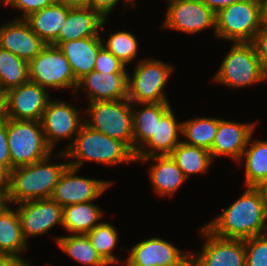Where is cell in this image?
<instances>
[{
    "instance_id": "cell-1",
    "label": "cell",
    "mask_w": 267,
    "mask_h": 266,
    "mask_svg": "<svg viewBox=\"0 0 267 266\" xmlns=\"http://www.w3.org/2000/svg\"><path fill=\"white\" fill-rule=\"evenodd\" d=\"M204 226L226 239L245 240L263 235L267 233V206L256 187L246 186L236 201Z\"/></svg>"
},
{
    "instance_id": "cell-2",
    "label": "cell",
    "mask_w": 267,
    "mask_h": 266,
    "mask_svg": "<svg viewBox=\"0 0 267 266\" xmlns=\"http://www.w3.org/2000/svg\"><path fill=\"white\" fill-rule=\"evenodd\" d=\"M57 156L71 159L68 165L79 170L86 161L111 167L136 162L135 153L124 142L98 132L85 123L73 144L66 151H59Z\"/></svg>"
},
{
    "instance_id": "cell-3",
    "label": "cell",
    "mask_w": 267,
    "mask_h": 266,
    "mask_svg": "<svg viewBox=\"0 0 267 266\" xmlns=\"http://www.w3.org/2000/svg\"><path fill=\"white\" fill-rule=\"evenodd\" d=\"M52 155L53 153L43 160L10 171L8 187L10 205L51 197L59 177L68 166V162L50 164Z\"/></svg>"
},
{
    "instance_id": "cell-4",
    "label": "cell",
    "mask_w": 267,
    "mask_h": 266,
    "mask_svg": "<svg viewBox=\"0 0 267 266\" xmlns=\"http://www.w3.org/2000/svg\"><path fill=\"white\" fill-rule=\"evenodd\" d=\"M215 37L230 42H252L263 24L262 0H241L215 15Z\"/></svg>"
},
{
    "instance_id": "cell-5",
    "label": "cell",
    "mask_w": 267,
    "mask_h": 266,
    "mask_svg": "<svg viewBox=\"0 0 267 266\" xmlns=\"http://www.w3.org/2000/svg\"><path fill=\"white\" fill-rule=\"evenodd\" d=\"M85 109L86 125L124 142L133 151L132 103L128 99L89 102Z\"/></svg>"
},
{
    "instance_id": "cell-6",
    "label": "cell",
    "mask_w": 267,
    "mask_h": 266,
    "mask_svg": "<svg viewBox=\"0 0 267 266\" xmlns=\"http://www.w3.org/2000/svg\"><path fill=\"white\" fill-rule=\"evenodd\" d=\"M213 78L233 89L267 81L252 42H233Z\"/></svg>"
},
{
    "instance_id": "cell-7",
    "label": "cell",
    "mask_w": 267,
    "mask_h": 266,
    "mask_svg": "<svg viewBox=\"0 0 267 266\" xmlns=\"http://www.w3.org/2000/svg\"><path fill=\"white\" fill-rule=\"evenodd\" d=\"M7 141L14 168L47 158L54 151L47 145L40 121L7 120Z\"/></svg>"
},
{
    "instance_id": "cell-8",
    "label": "cell",
    "mask_w": 267,
    "mask_h": 266,
    "mask_svg": "<svg viewBox=\"0 0 267 266\" xmlns=\"http://www.w3.org/2000/svg\"><path fill=\"white\" fill-rule=\"evenodd\" d=\"M133 69V76L128 75L127 99L131 103L169 102L164 87L173 73L174 66L152 57L139 60Z\"/></svg>"
},
{
    "instance_id": "cell-9",
    "label": "cell",
    "mask_w": 267,
    "mask_h": 266,
    "mask_svg": "<svg viewBox=\"0 0 267 266\" xmlns=\"http://www.w3.org/2000/svg\"><path fill=\"white\" fill-rule=\"evenodd\" d=\"M29 80L48 90V88H70L75 94L78 81L70 64L61 50L47 44L43 50L28 62Z\"/></svg>"
},
{
    "instance_id": "cell-10",
    "label": "cell",
    "mask_w": 267,
    "mask_h": 266,
    "mask_svg": "<svg viewBox=\"0 0 267 266\" xmlns=\"http://www.w3.org/2000/svg\"><path fill=\"white\" fill-rule=\"evenodd\" d=\"M82 115L77 107L66 101L52 98L49 100L40 122L47 145L53 151L61 139L71 140L65 149H61L62 151H66L73 144L84 123Z\"/></svg>"
},
{
    "instance_id": "cell-11",
    "label": "cell",
    "mask_w": 267,
    "mask_h": 266,
    "mask_svg": "<svg viewBox=\"0 0 267 266\" xmlns=\"http://www.w3.org/2000/svg\"><path fill=\"white\" fill-rule=\"evenodd\" d=\"M163 28L185 34H199L212 28L215 36V13L201 0H169Z\"/></svg>"
},
{
    "instance_id": "cell-12",
    "label": "cell",
    "mask_w": 267,
    "mask_h": 266,
    "mask_svg": "<svg viewBox=\"0 0 267 266\" xmlns=\"http://www.w3.org/2000/svg\"><path fill=\"white\" fill-rule=\"evenodd\" d=\"M205 242L200 252H191L194 266H245V241L214 235L204 225L200 230Z\"/></svg>"
},
{
    "instance_id": "cell-13",
    "label": "cell",
    "mask_w": 267,
    "mask_h": 266,
    "mask_svg": "<svg viewBox=\"0 0 267 266\" xmlns=\"http://www.w3.org/2000/svg\"><path fill=\"white\" fill-rule=\"evenodd\" d=\"M79 169L67 166L55 185L51 199L62 208L77 203L91 202L100 198L113 185L111 181L80 177Z\"/></svg>"
},
{
    "instance_id": "cell-14",
    "label": "cell",
    "mask_w": 267,
    "mask_h": 266,
    "mask_svg": "<svg viewBox=\"0 0 267 266\" xmlns=\"http://www.w3.org/2000/svg\"><path fill=\"white\" fill-rule=\"evenodd\" d=\"M124 266H186L191 261L190 252H182L171 242L151 237L131 247Z\"/></svg>"
},
{
    "instance_id": "cell-15",
    "label": "cell",
    "mask_w": 267,
    "mask_h": 266,
    "mask_svg": "<svg viewBox=\"0 0 267 266\" xmlns=\"http://www.w3.org/2000/svg\"><path fill=\"white\" fill-rule=\"evenodd\" d=\"M21 229L25 240L48 233L50 229L63 226V208L53 199H36L17 203Z\"/></svg>"
},
{
    "instance_id": "cell-16",
    "label": "cell",
    "mask_w": 267,
    "mask_h": 266,
    "mask_svg": "<svg viewBox=\"0 0 267 266\" xmlns=\"http://www.w3.org/2000/svg\"><path fill=\"white\" fill-rule=\"evenodd\" d=\"M48 90L27 82L7 91L8 118L40 121L50 100Z\"/></svg>"
},
{
    "instance_id": "cell-17",
    "label": "cell",
    "mask_w": 267,
    "mask_h": 266,
    "mask_svg": "<svg viewBox=\"0 0 267 266\" xmlns=\"http://www.w3.org/2000/svg\"><path fill=\"white\" fill-rule=\"evenodd\" d=\"M47 44L34 33L25 19L18 17L0 25V47L19 58L33 60Z\"/></svg>"
},
{
    "instance_id": "cell-18",
    "label": "cell",
    "mask_w": 267,
    "mask_h": 266,
    "mask_svg": "<svg viewBox=\"0 0 267 266\" xmlns=\"http://www.w3.org/2000/svg\"><path fill=\"white\" fill-rule=\"evenodd\" d=\"M255 123L227 121L218 118L216 136L210 150L211 157L225 156L240 163L250 137L254 134Z\"/></svg>"
},
{
    "instance_id": "cell-19",
    "label": "cell",
    "mask_w": 267,
    "mask_h": 266,
    "mask_svg": "<svg viewBox=\"0 0 267 266\" xmlns=\"http://www.w3.org/2000/svg\"><path fill=\"white\" fill-rule=\"evenodd\" d=\"M128 73H102L93 70L78 81L75 91L87 94L88 102L127 99Z\"/></svg>"
},
{
    "instance_id": "cell-20",
    "label": "cell",
    "mask_w": 267,
    "mask_h": 266,
    "mask_svg": "<svg viewBox=\"0 0 267 266\" xmlns=\"http://www.w3.org/2000/svg\"><path fill=\"white\" fill-rule=\"evenodd\" d=\"M153 162L149 168V180L159 196L172 197L188 180L170 155H155L136 159V162Z\"/></svg>"
},
{
    "instance_id": "cell-21",
    "label": "cell",
    "mask_w": 267,
    "mask_h": 266,
    "mask_svg": "<svg viewBox=\"0 0 267 266\" xmlns=\"http://www.w3.org/2000/svg\"><path fill=\"white\" fill-rule=\"evenodd\" d=\"M103 46L100 35L82 39L64 41L57 47L68 60L71 70L79 81L86 74L94 70L99 49Z\"/></svg>"
},
{
    "instance_id": "cell-22",
    "label": "cell",
    "mask_w": 267,
    "mask_h": 266,
    "mask_svg": "<svg viewBox=\"0 0 267 266\" xmlns=\"http://www.w3.org/2000/svg\"><path fill=\"white\" fill-rule=\"evenodd\" d=\"M182 122L178 123L172 107L157 121L156 132L150 140L135 154L136 159L155 155H169L182 141Z\"/></svg>"
},
{
    "instance_id": "cell-23",
    "label": "cell",
    "mask_w": 267,
    "mask_h": 266,
    "mask_svg": "<svg viewBox=\"0 0 267 266\" xmlns=\"http://www.w3.org/2000/svg\"><path fill=\"white\" fill-rule=\"evenodd\" d=\"M98 12L89 7L70 8L67 18L60 28L57 37V46L64 41L94 37L100 35L98 29H102L106 24Z\"/></svg>"
},
{
    "instance_id": "cell-24",
    "label": "cell",
    "mask_w": 267,
    "mask_h": 266,
    "mask_svg": "<svg viewBox=\"0 0 267 266\" xmlns=\"http://www.w3.org/2000/svg\"><path fill=\"white\" fill-rule=\"evenodd\" d=\"M170 108L171 105L169 102L146 104L132 103L133 152L135 154L150 140L156 132L157 121H159Z\"/></svg>"
},
{
    "instance_id": "cell-25",
    "label": "cell",
    "mask_w": 267,
    "mask_h": 266,
    "mask_svg": "<svg viewBox=\"0 0 267 266\" xmlns=\"http://www.w3.org/2000/svg\"><path fill=\"white\" fill-rule=\"evenodd\" d=\"M70 8L54 3L42 10L31 13L25 20L32 31L46 44L57 46V37Z\"/></svg>"
},
{
    "instance_id": "cell-26",
    "label": "cell",
    "mask_w": 267,
    "mask_h": 266,
    "mask_svg": "<svg viewBox=\"0 0 267 266\" xmlns=\"http://www.w3.org/2000/svg\"><path fill=\"white\" fill-rule=\"evenodd\" d=\"M27 243L17 210L11 209L9 205L0 213V253L13 255L23 263H28V260L22 258L23 251L28 248Z\"/></svg>"
},
{
    "instance_id": "cell-27",
    "label": "cell",
    "mask_w": 267,
    "mask_h": 266,
    "mask_svg": "<svg viewBox=\"0 0 267 266\" xmlns=\"http://www.w3.org/2000/svg\"><path fill=\"white\" fill-rule=\"evenodd\" d=\"M103 210L91 202L71 204L63 207V229L69 234H88L101 223Z\"/></svg>"
},
{
    "instance_id": "cell-28",
    "label": "cell",
    "mask_w": 267,
    "mask_h": 266,
    "mask_svg": "<svg viewBox=\"0 0 267 266\" xmlns=\"http://www.w3.org/2000/svg\"><path fill=\"white\" fill-rule=\"evenodd\" d=\"M169 155L187 179L193 174L207 172L213 163L209 150L185 144L183 141Z\"/></svg>"
},
{
    "instance_id": "cell-29",
    "label": "cell",
    "mask_w": 267,
    "mask_h": 266,
    "mask_svg": "<svg viewBox=\"0 0 267 266\" xmlns=\"http://www.w3.org/2000/svg\"><path fill=\"white\" fill-rule=\"evenodd\" d=\"M55 241L69 257L85 266H108L92 246L87 234L58 236Z\"/></svg>"
},
{
    "instance_id": "cell-30",
    "label": "cell",
    "mask_w": 267,
    "mask_h": 266,
    "mask_svg": "<svg viewBox=\"0 0 267 266\" xmlns=\"http://www.w3.org/2000/svg\"><path fill=\"white\" fill-rule=\"evenodd\" d=\"M250 137L240 162L245 161V185L255 187L267 178V140H253Z\"/></svg>"
},
{
    "instance_id": "cell-31",
    "label": "cell",
    "mask_w": 267,
    "mask_h": 266,
    "mask_svg": "<svg viewBox=\"0 0 267 266\" xmlns=\"http://www.w3.org/2000/svg\"><path fill=\"white\" fill-rule=\"evenodd\" d=\"M182 122V136L185 144L211 150L216 131L218 128V118L216 117H196Z\"/></svg>"
},
{
    "instance_id": "cell-32",
    "label": "cell",
    "mask_w": 267,
    "mask_h": 266,
    "mask_svg": "<svg viewBox=\"0 0 267 266\" xmlns=\"http://www.w3.org/2000/svg\"><path fill=\"white\" fill-rule=\"evenodd\" d=\"M28 62L0 47V86L3 91L29 82Z\"/></svg>"
},
{
    "instance_id": "cell-33",
    "label": "cell",
    "mask_w": 267,
    "mask_h": 266,
    "mask_svg": "<svg viewBox=\"0 0 267 266\" xmlns=\"http://www.w3.org/2000/svg\"><path fill=\"white\" fill-rule=\"evenodd\" d=\"M87 236L97 253L108 265L119 264V262H122L112 253L119 240L118 231L112 224L109 222H101L99 225L95 226Z\"/></svg>"
},
{
    "instance_id": "cell-34",
    "label": "cell",
    "mask_w": 267,
    "mask_h": 266,
    "mask_svg": "<svg viewBox=\"0 0 267 266\" xmlns=\"http://www.w3.org/2000/svg\"><path fill=\"white\" fill-rule=\"evenodd\" d=\"M103 45L105 48L115 55L126 66L130 64L138 54V41L130 31H120L108 34L105 41L103 37Z\"/></svg>"
},
{
    "instance_id": "cell-35",
    "label": "cell",
    "mask_w": 267,
    "mask_h": 266,
    "mask_svg": "<svg viewBox=\"0 0 267 266\" xmlns=\"http://www.w3.org/2000/svg\"><path fill=\"white\" fill-rule=\"evenodd\" d=\"M244 241L245 266H267V233Z\"/></svg>"
},
{
    "instance_id": "cell-36",
    "label": "cell",
    "mask_w": 267,
    "mask_h": 266,
    "mask_svg": "<svg viewBox=\"0 0 267 266\" xmlns=\"http://www.w3.org/2000/svg\"><path fill=\"white\" fill-rule=\"evenodd\" d=\"M94 70L102 73H128L126 65L103 45L98 52Z\"/></svg>"
},
{
    "instance_id": "cell-37",
    "label": "cell",
    "mask_w": 267,
    "mask_h": 266,
    "mask_svg": "<svg viewBox=\"0 0 267 266\" xmlns=\"http://www.w3.org/2000/svg\"><path fill=\"white\" fill-rule=\"evenodd\" d=\"M54 3H56L55 0H8L4 5L20 10L22 17L20 16L19 19H25L31 13L42 10Z\"/></svg>"
},
{
    "instance_id": "cell-38",
    "label": "cell",
    "mask_w": 267,
    "mask_h": 266,
    "mask_svg": "<svg viewBox=\"0 0 267 266\" xmlns=\"http://www.w3.org/2000/svg\"><path fill=\"white\" fill-rule=\"evenodd\" d=\"M252 44L255 47L262 71L267 76V24L261 25Z\"/></svg>"
},
{
    "instance_id": "cell-39",
    "label": "cell",
    "mask_w": 267,
    "mask_h": 266,
    "mask_svg": "<svg viewBox=\"0 0 267 266\" xmlns=\"http://www.w3.org/2000/svg\"><path fill=\"white\" fill-rule=\"evenodd\" d=\"M125 5L134 6L136 0H123ZM120 0H86L85 7L98 12L104 19L115 9Z\"/></svg>"
},
{
    "instance_id": "cell-40",
    "label": "cell",
    "mask_w": 267,
    "mask_h": 266,
    "mask_svg": "<svg viewBox=\"0 0 267 266\" xmlns=\"http://www.w3.org/2000/svg\"><path fill=\"white\" fill-rule=\"evenodd\" d=\"M0 164L11 171V158L7 141V120L0 123Z\"/></svg>"
},
{
    "instance_id": "cell-41",
    "label": "cell",
    "mask_w": 267,
    "mask_h": 266,
    "mask_svg": "<svg viewBox=\"0 0 267 266\" xmlns=\"http://www.w3.org/2000/svg\"><path fill=\"white\" fill-rule=\"evenodd\" d=\"M209 9H211L215 14L220 10L226 8L241 0H201Z\"/></svg>"
},
{
    "instance_id": "cell-42",
    "label": "cell",
    "mask_w": 267,
    "mask_h": 266,
    "mask_svg": "<svg viewBox=\"0 0 267 266\" xmlns=\"http://www.w3.org/2000/svg\"><path fill=\"white\" fill-rule=\"evenodd\" d=\"M23 262L17 257L0 253V266H21Z\"/></svg>"
},
{
    "instance_id": "cell-43",
    "label": "cell",
    "mask_w": 267,
    "mask_h": 266,
    "mask_svg": "<svg viewBox=\"0 0 267 266\" xmlns=\"http://www.w3.org/2000/svg\"><path fill=\"white\" fill-rule=\"evenodd\" d=\"M8 120L7 92H0V123Z\"/></svg>"
},
{
    "instance_id": "cell-44",
    "label": "cell",
    "mask_w": 267,
    "mask_h": 266,
    "mask_svg": "<svg viewBox=\"0 0 267 266\" xmlns=\"http://www.w3.org/2000/svg\"><path fill=\"white\" fill-rule=\"evenodd\" d=\"M57 4L69 7L80 8L85 7L86 0H55Z\"/></svg>"
},
{
    "instance_id": "cell-45",
    "label": "cell",
    "mask_w": 267,
    "mask_h": 266,
    "mask_svg": "<svg viewBox=\"0 0 267 266\" xmlns=\"http://www.w3.org/2000/svg\"><path fill=\"white\" fill-rule=\"evenodd\" d=\"M9 205L8 187H0V213Z\"/></svg>"
},
{
    "instance_id": "cell-46",
    "label": "cell",
    "mask_w": 267,
    "mask_h": 266,
    "mask_svg": "<svg viewBox=\"0 0 267 266\" xmlns=\"http://www.w3.org/2000/svg\"><path fill=\"white\" fill-rule=\"evenodd\" d=\"M10 172L0 164V187H9Z\"/></svg>"
},
{
    "instance_id": "cell-47",
    "label": "cell",
    "mask_w": 267,
    "mask_h": 266,
    "mask_svg": "<svg viewBox=\"0 0 267 266\" xmlns=\"http://www.w3.org/2000/svg\"><path fill=\"white\" fill-rule=\"evenodd\" d=\"M261 194V197L265 201L267 206V178L263 179L259 184L255 186Z\"/></svg>"
},
{
    "instance_id": "cell-48",
    "label": "cell",
    "mask_w": 267,
    "mask_h": 266,
    "mask_svg": "<svg viewBox=\"0 0 267 266\" xmlns=\"http://www.w3.org/2000/svg\"><path fill=\"white\" fill-rule=\"evenodd\" d=\"M263 4V23L267 24V0H262Z\"/></svg>"
},
{
    "instance_id": "cell-49",
    "label": "cell",
    "mask_w": 267,
    "mask_h": 266,
    "mask_svg": "<svg viewBox=\"0 0 267 266\" xmlns=\"http://www.w3.org/2000/svg\"><path fill=\"white\" fill-rule=\"evenodd\" d=\"M21 266H31V264L28 262V263H23Z\"/></svg>"
},
{
    "instance_id": "cell-50",
    "label": "cell",
    "mask_w": 267,
    "mask_h": 266,
    "mask_svg": "<svg viewBox=\"0 0 267 266\" xmlns=\"http://www.w3.org/2000/svg\"><path fill=\"white\" fill-rule=\"evenodd\" d=\"M0 3L5 4V0H0ZM2 4H0V5H2Z\"/></svg>"
},
{
    "instance_id": "cell-51",
    "label": "cell",
    "mask_w": 267,
    "mask_h": 266,
    "mask_svg": "<svg viewBox=\"0 0 267 266\" xmlns=\"http://www.w3.org/2000/svg\"><path fill=\"white\" fill-rule=\"evenodd\" d=\"M186 266H194V265L190 262Z\"/></svg>"
}]
</instances>
